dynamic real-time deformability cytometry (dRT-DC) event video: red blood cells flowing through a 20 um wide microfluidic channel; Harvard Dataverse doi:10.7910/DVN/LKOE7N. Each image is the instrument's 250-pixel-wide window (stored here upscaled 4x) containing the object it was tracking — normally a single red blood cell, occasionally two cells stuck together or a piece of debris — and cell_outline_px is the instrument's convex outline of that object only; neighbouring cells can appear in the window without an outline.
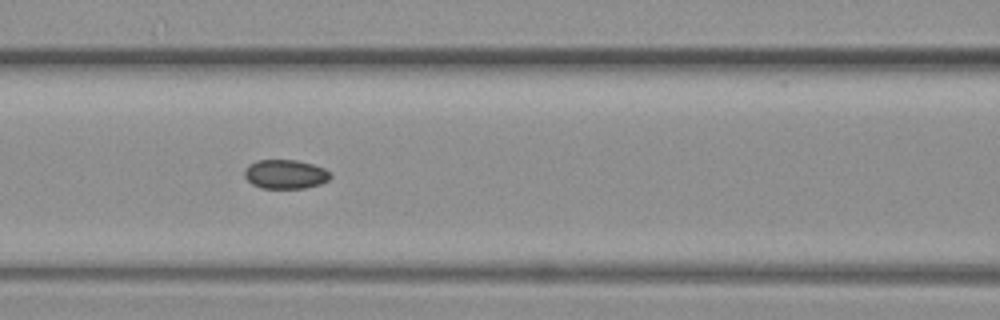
{"species": "common noctule bat (a hibernating species)", "species_latin": "Nyctalus noctula", "temperature_condition": "warm", "stored_images_in_passage": 8, "camera_frame_rate_fps": 3000, "um_per_image_px": 0.085, "animal": {"sex": "female", "body_mass_g": 19.3, "forearm_length_mm": 54.1}, "frame": {"image": 1, "passage_image": 6, "time_ms": 1.667, "image_size_px": [1000, 320], "cell_outline_px": [[332, 176], [328, 180], [320, 184], [304, 188], [260, 188], [252, 184], [244, 176], [244, 168], [248, 164], [256, 160], [296, 160], [312, 164], [324, 168], [332, 172]], "centroid_in_image_um": [24.25, 14.8], "position_along_channel_um": 142.4, "area_um2": 14.74}}
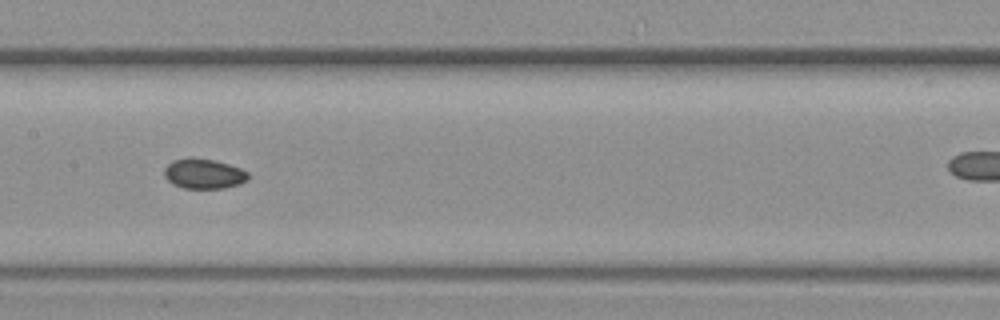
{"frame": {"image": 2, "passage_image": 7, "time_ms": 2.0, "image_size_px": [1000, 320], "cell_outline_px": [[248, 180], [240, 184], [224, 188], [184, 188], [172, 184], [164, 176], [164, 168], [172, 160], [188, 156], [192, 156], [212, 160], [228, 164], [240, 168], [248, 172]], "centroid_in_image_um": [17.29, 14.75], "position_along_channel_um": 190.1, "area_um2": 14.85}}